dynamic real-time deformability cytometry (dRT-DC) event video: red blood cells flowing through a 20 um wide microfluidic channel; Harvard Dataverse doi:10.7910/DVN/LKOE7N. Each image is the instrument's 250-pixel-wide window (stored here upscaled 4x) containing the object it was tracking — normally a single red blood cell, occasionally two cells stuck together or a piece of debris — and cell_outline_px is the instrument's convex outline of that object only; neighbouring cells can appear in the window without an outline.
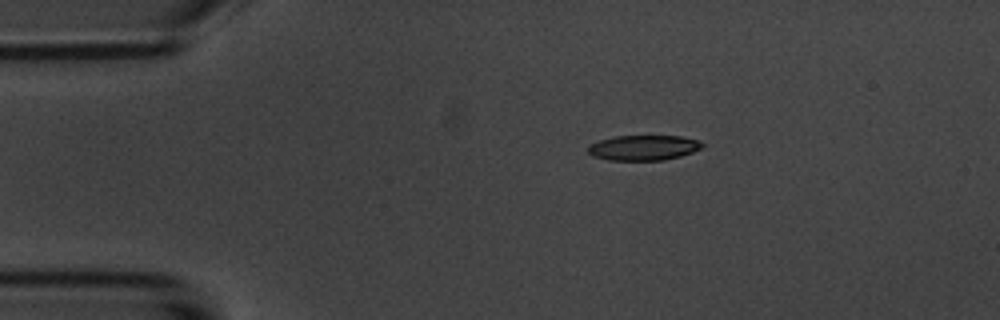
{"species": "common noctule bat (a hibernating species)", "species_latin": "Nyctalus noctula", "temperature_condition": "room temperature", "stored_images_in_passage": 6, "camera_frame_rate_fps": 3000, "um_per_image_px": 0.085, "animal": {"sex": "male", "body_mass_g": 20.1, "forearm_length_mm": 53.5}, "frame": {"image": 1, "passage_image": 1, "time_ms": 0.0, "image_size_px": [1000, 320], "cell_outline_px": [[704, 144], [700, 148], [692, 152], [680, 156], [664, 160], [608, 160], [592, 156], [588, 152], [588, 144], [600, 140], [616, 136], [680, 136], [696, 140]], "centroid_in_image_um": [54.65, 12.56], "position_along_channel_um": 30.4, "area_um2": 16.65}}
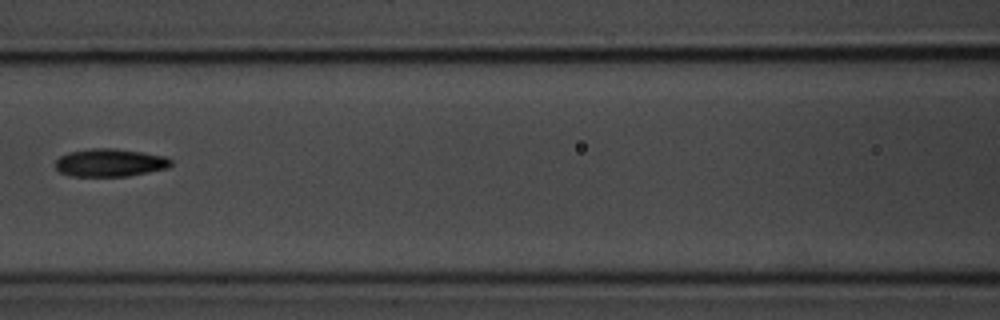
{"frame": {"image": 2, "passage_image": 5, "time_ms": 4.667, "image_size_px": [1000, 320], "cell_outline_px": [[172, 164], [168, 168], [128, 176], [72, 176], [60, 172], [56, 168], [56, 160], [60, 156], [68, 152], [92, 148], [116, 148], [164, 156], [172, 160]], "centroid_in_image_um": [9.34, 13.82], "position_along_channel_um": 157.3, "area_um2": 18.73}}
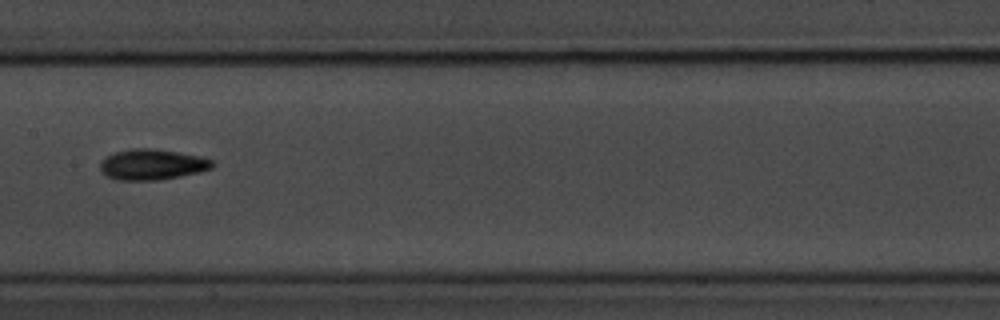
{"frame": {"image": 3, "passage_image": 6, "time_ms": 5.667, "image_size_px": [1000, 320], "cell_outline_px": [[216, 164], [212, 168], [200, 172], [160, 180], [116, 180], [108, 176], [100, 168], [100, 164], [108, 156], [116, 152], [132, 148], [152, 148], [200, 156], [212, 160]], "centroid_in_image_um": [12.98, 13.99], "position_along_channel_um": 194.4, "area_um2": 19.88}}